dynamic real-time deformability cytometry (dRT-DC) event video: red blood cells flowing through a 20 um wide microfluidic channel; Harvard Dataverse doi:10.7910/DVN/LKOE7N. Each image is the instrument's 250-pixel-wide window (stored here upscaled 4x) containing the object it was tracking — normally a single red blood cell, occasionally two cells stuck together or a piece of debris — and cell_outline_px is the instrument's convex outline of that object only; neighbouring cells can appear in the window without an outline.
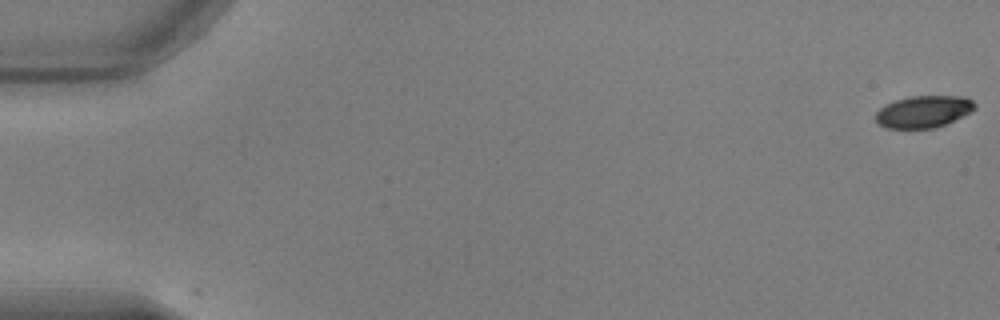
{"species": "common noctule bat (a hibernating species)", "species_latin": "Nyctalus noctula", "temperature_condition": "warm", "stored_images_in_passage": 11, "camera_frame_rate_fps": 3000, "um_per_image_px": 0.085, "animal": {"sex": "male", "body_mass_g": 17.9, "forearm_length_mm": 54.2}, "frame": {"image": 1, "passage_image": 1, "time_ms": 0.0, "image_size_px": [1000, 320], "cell_outline_px": [[976, 108], [936, 128], [884, 128], [876, 120], [876, 112], [884, 104], [908, 96], [964, 96], [972, 100], [976, 104]], "centroid_in_image_um": [78.47, 9.47], "position_along_channel_um": 6.5, "area_um2": 18.32}}